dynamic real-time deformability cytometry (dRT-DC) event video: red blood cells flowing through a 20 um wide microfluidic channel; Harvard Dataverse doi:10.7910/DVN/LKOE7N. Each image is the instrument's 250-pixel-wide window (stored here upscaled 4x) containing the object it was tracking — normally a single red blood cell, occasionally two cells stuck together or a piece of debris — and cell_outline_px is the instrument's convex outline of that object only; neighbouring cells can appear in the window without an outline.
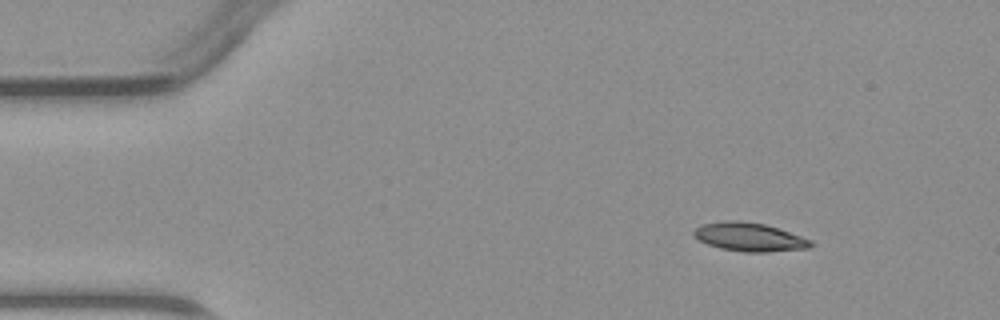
{"species": "common noctule bat (a hibernating species)", "species_latin": "Nyctalus noctula", "temperature_condition": "warm", "stored_images_in_passage": 2, "camera_frame_rate_fps": 3000, "um_per_image_px": 0.085, "animal": {"sex": "male", "body_mass_g": 23.1, "forearm_length_mm": 52.7}, "frame": {"image": 1, "passage_image": 1, "time_ms": 0.0, "image_size_px": [1000, 320], "cell_outline_px": [[816, 244], [812, 248], [768, 252], [744, 252], [720, 248], [708, 244], [700, 240], [692, 232], [700, 224], [724, 220], [736, 220], [764, 224], [780, 228], [812, 240]], "centroid_in_image_um": [63.76, 20.14], "position_along_channel_um": 21.2, "area_um2": 19.71}}